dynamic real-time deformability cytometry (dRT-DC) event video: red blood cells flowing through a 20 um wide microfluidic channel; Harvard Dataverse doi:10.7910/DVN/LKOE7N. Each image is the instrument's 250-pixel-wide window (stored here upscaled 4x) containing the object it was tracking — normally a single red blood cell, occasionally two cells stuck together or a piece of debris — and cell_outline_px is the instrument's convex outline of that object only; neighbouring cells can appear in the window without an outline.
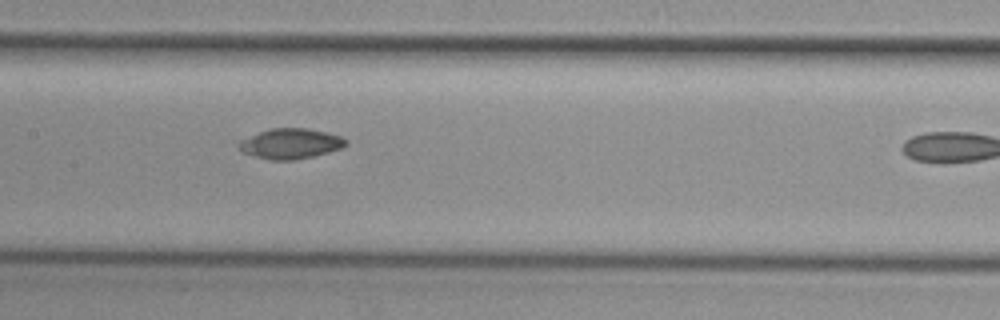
{"species": "common noctule bat (a hibernating species)", "species_latin": "Nyctalus noctula", "temperature_condition": "cold", "stored_images_in_passage": 16, "camera_frame_rate_fps": 3000, "um_per_image_px": 0.085, "animal": {"sex": "female", "body_mass_g": 29.2, "forearm_length_mm": 56.3}, "frame": {"image": 1, "passage_image": 12, "time_ms": 3.667, "image_size_px": [1000, 320], "cell_outline_px": [[348, 144], [344, 148], [296, 160], [272, 160], [256, 156], [244, 152], [240, 148], [236, 140], [268, 128], [308, 128], [340, 136], [348, 140]], "centroid_in_image_um": [24.69, 12.19], "position_along_channel_um": 182.7, "area_um2": 19.02}}